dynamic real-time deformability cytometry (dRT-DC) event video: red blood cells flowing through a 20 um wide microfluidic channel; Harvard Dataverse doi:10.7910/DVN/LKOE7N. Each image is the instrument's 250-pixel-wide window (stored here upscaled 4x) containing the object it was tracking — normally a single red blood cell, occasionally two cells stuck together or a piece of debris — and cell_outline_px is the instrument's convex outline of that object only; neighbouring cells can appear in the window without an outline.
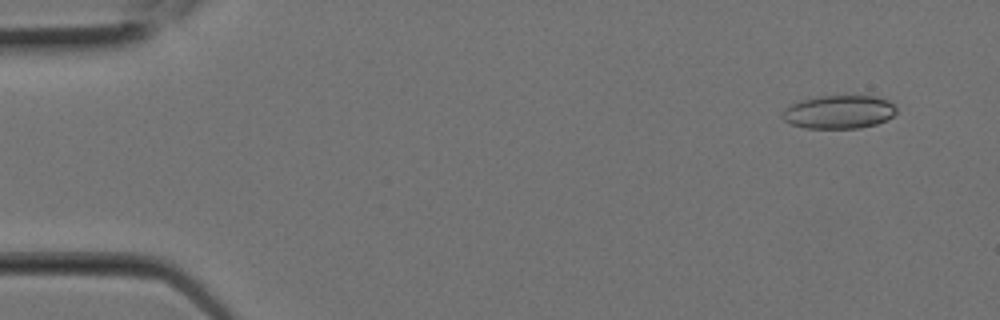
{"species": "Egyptian fruit bat (a non-hibernating species)", "species_latin": "Rousettus aegyptiacus", "temperature_condition": "room temperature", "stored_images_in_passage": 8, "camera_frame_rate_fps": 3000, "um_per_image_px": 0.085, "animal": {"sex": "female"}, "frame": {"image": 1, "passage_image": 2, "time_ms": 0.333, "image_size_px": [1000, 320], "cell_outline_px": [[896, 112], [892, 116], [876, 124], [860, 128], [804, 128], [792, 124], [784, 120], [780, 116], [784, 108], [800, 100], [824, 96], [876, 96], [888, 100], [896, 108]], "centroid_in_image_um": [71.28, 9.52], "position_along_channel_um": 13.7, "area_um2": 22.08}}
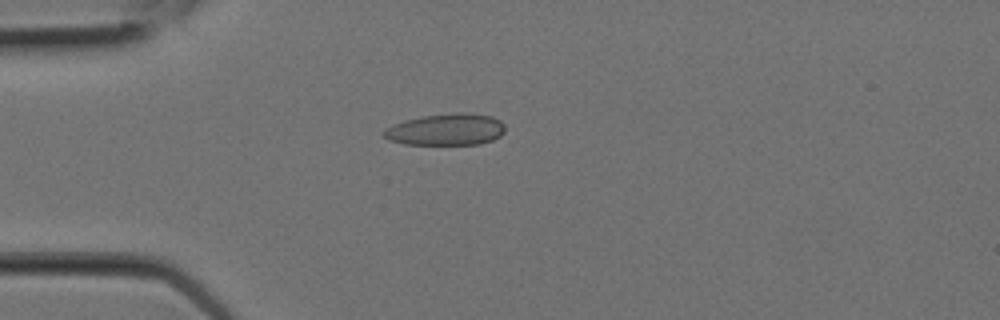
{"frame": {"image": 2, "passage_image": 6, "time_ms": 1.667, "image_size_px": [1000, 320], "cell_outline_px": [[504, 132], [500, 136], [492, 140], [480, 144], [404, 144], [388, 140], [380, 136], [380, 132], [384, 128], [404, 120], [420, 116], [456, 112], [492, 116], [500, 120], [504, 124]], "centroid_in_image_um": [37.85, 11.01], "position_along_channel_um": 47.2, "area_um2": 22.66}}
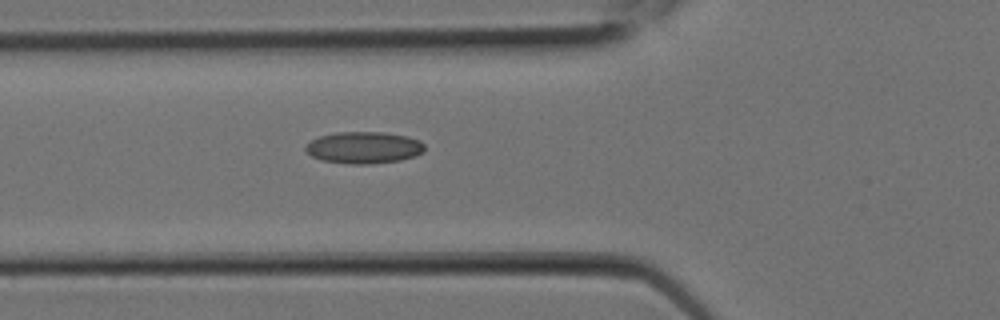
{"frame": {"image": 3, "passage_image": 8, "time_ms": 2.333, "image_size_px": [1000, 320], "cell_outline_px": [[424, 152], [416, 156], [400, 160], [368, 164], [348, 164], [320, 160], [312, 156], [304, 148], [312, 140], [320, 136], [336, 132], [380, 132], [408, 136], [420, 140], [424, 144]], "centroid_in_image_um": [30.95, 12.55], "position_along_channel_um": 94.9, "area_um2": 22.08}}